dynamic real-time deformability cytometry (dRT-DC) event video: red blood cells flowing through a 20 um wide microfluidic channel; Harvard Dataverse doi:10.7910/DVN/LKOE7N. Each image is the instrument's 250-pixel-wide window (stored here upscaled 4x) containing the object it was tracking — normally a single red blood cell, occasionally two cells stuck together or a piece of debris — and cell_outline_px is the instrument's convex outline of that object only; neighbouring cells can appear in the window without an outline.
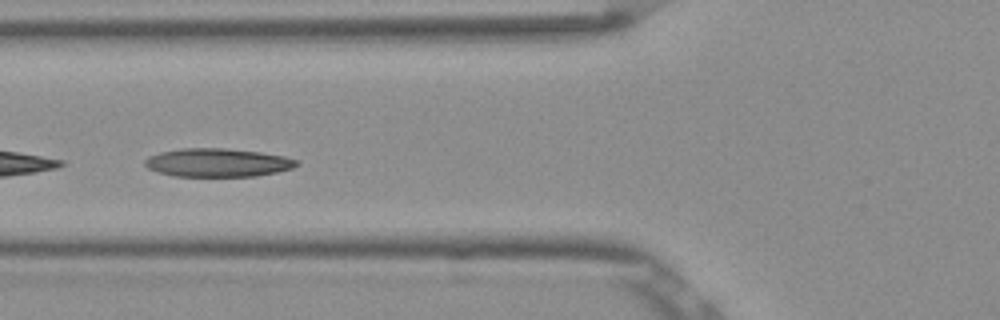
{"species": "Egyptian fruit bat (a non-hibernating species)", "species_latin": "Rousettus aegyptiacus", "temperature_condition": "room temperature", "stored_images_in_passage": 37, "camera_frame_rate_fps": 3000, "um_per_image_px": 0.085, "frame": {"image": 1, "passage_image": 13, "time_ms": 4.0, "image_size_px": [1000, 320], "cell_outline_px": [[300, 164], [292, 168], [276, 172], [256, 176], [172, 176], [148, 168], [144, 164], [144, 160], [148, 156], [160, 152], [180, 148], [224, 148], [260, 152], [284, 156], [300, 160]], "centroid_in_image_um": [18.51, 13.81], "position_along_channel_um": 107.3, "area_um2": 25.2}}
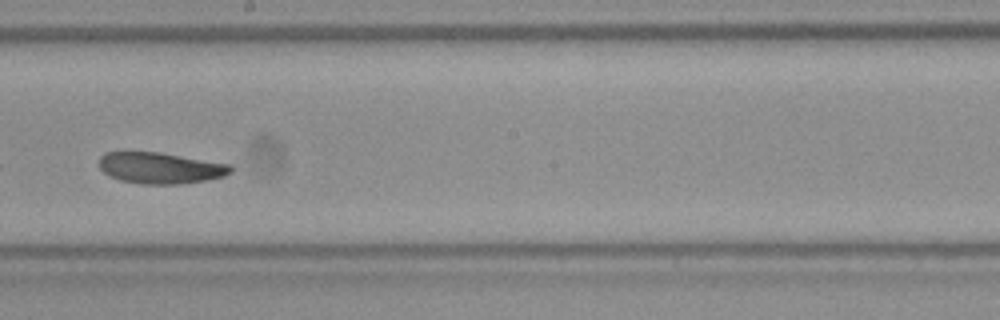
{"frame": {"image": 2, "passage_image": 23, "time_ms": 7.333, "image_size_px": [1000, 320], "cell_outline_px": [[232, 172], [224, 176], [208, 180], [180, 184], [144, 184], [120, 180], [108, 176], [100, 168], [100, 156], [104, 152], [160, 152], [232, 164]], "centroid_in_image_um": [13.66, 14.27], "position_along_channel_um": 234.5, "area_um2": 24.1}}
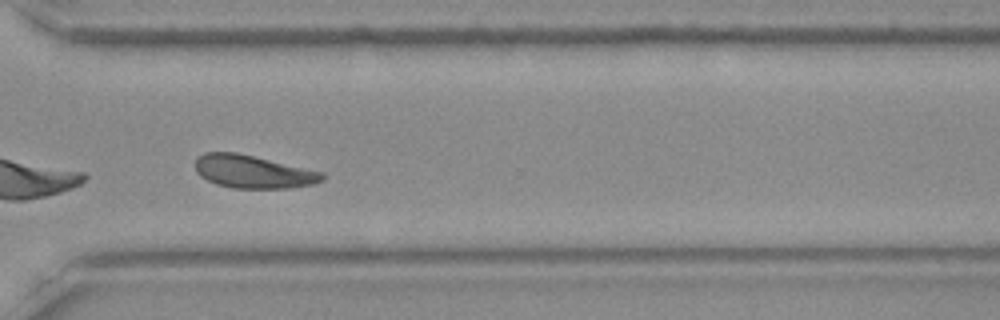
{"frame": {"image": 3, "passage_image": 32, "time_ms": 10.333, "image_size_px": [1000, 320], "cell_outline_px": [[324, 180], [312, 184], [288, 188], [232, 188], [216, 184], [200, 176], [196, 172], [196, 160], [204, 152], [236, 152], [324, 172]], "centroid_in_image_um": [21.51, 14.59], "position_along_channel_um": 349.1, "area_um2": 24.28}, "authors_computed_cell_mechanics": {"area_um2": 25.143, "velocity_mm_per_s": 3.8145, "shape_relaxation_time_tau1_ms": 3.5134, "shape_relaxation_time_tau2_ms": 2.2436, "deformation_change_tau1": 0.1014, "deformation_change_tau2": 0.0733}}